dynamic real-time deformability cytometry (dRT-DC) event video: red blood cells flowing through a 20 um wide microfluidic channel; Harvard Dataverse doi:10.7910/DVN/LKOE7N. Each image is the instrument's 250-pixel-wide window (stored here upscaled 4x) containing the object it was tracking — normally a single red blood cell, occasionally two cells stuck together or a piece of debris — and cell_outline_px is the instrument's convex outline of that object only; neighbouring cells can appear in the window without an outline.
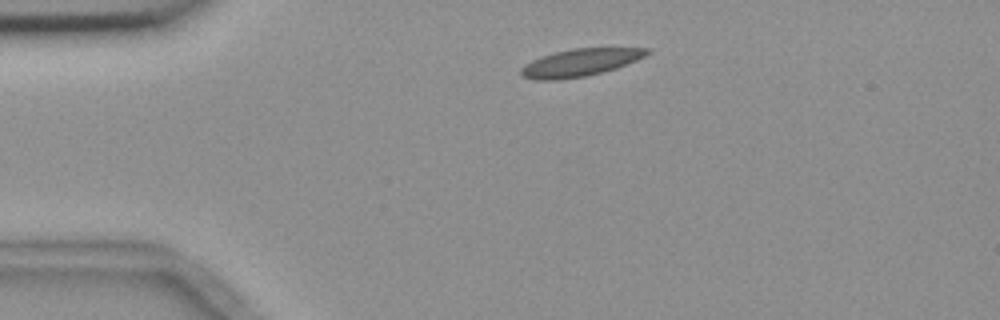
{"species": "common noctule bat (a hibernating species)", "species_latin": "Nyctalus noctula", "temperature_condition": "room temperature", "stored_images_in_passage": 2, "camera_frame_rate_fps": 3000, "um_per_image_px": 0.085, "animal": {"sex": "female", "body_mass_g": 18.4}, "frame": {"image": 1, "passage_image": 1, "time_ms": 0.0, "image_size_px": [1000, 320], "cell_outline_px": [[652, 52], [636, 60], [616, 68], [604, 72], [584, 76], [556, 80], [532, 80], [524, 76], [520, 72], [520, 68], [524, 64], [540, 56], [552, 52], [572, 48], [652, 48]], "centroid_in_image_um": [49.29, 5.31], "position_along_channel_um": 35.7, "area_um2": 20.29}}